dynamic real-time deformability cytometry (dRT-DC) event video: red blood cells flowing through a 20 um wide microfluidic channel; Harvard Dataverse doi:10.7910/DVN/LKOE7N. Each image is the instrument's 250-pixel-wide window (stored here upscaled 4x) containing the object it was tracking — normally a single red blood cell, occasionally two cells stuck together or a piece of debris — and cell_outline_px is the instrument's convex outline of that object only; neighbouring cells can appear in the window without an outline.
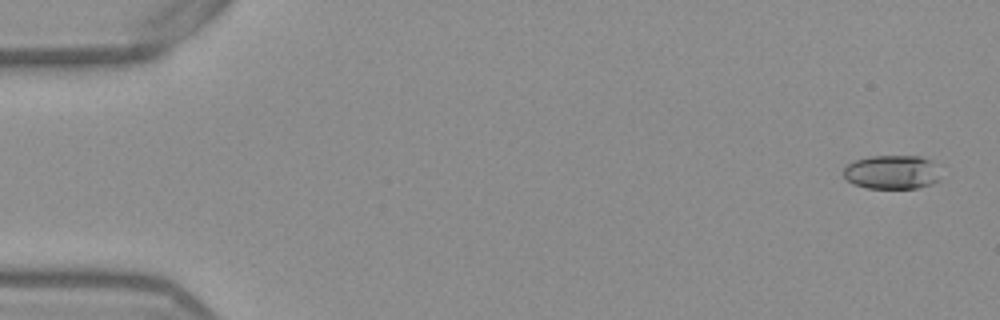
{"species": "Egyptian fruit bat (a non-hibernating species)", "species_latin": "Rousettus aegyptiacus", "temperature_condition": "warm", "stored_images_in_passage": 53, "camera_frame_rate_fps": 3000, "um_per_image_px": 0.085, "frame": {"image": 1, "passage_image": 2, "time_ms": 0.333, "image_size_px": [1000, 320], "cell_outline_px": [[940, 180], [932, 184], [916, 188], [868, 188], [852, 184], [844, 176], [844, 168], [848, 164], [856, 160], [868, 156], [920, 156], [932, 160], [940, 164]], "centroid_in_image_um": [75.89, 14.62], "position_along_channel_um": 9.1, "area_um2": 19.59}}
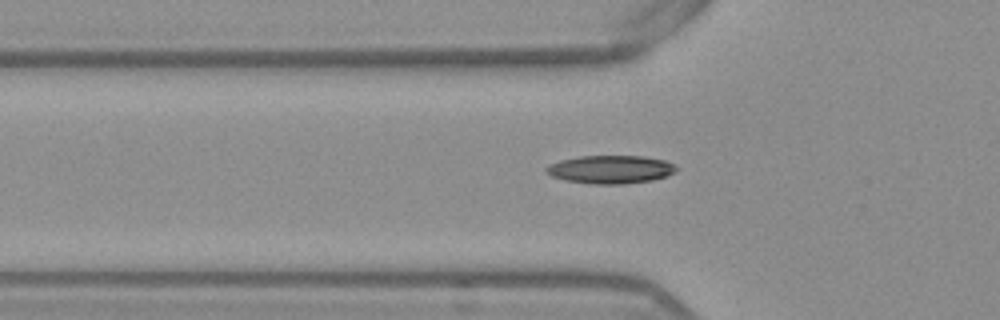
{"frame": {"image": 2, "passage_image": 18, "time_ms": 5.667, "image_size_px": [1000, 320], "cell_outline_px": [[680, 168], [676, 172], [668, 176], [652, 180], [624, 184], [592, 184], [564, 180], [552, 176], [544, 172], [544, 168], [548, 164], [560, 160], [580, 156], [644, 156], [664, 160], [676, 164]], "centroid_in_image_um": [51.92, 14.4], "position_along_channel_um": 73.9, "area_um2": 21.73}}
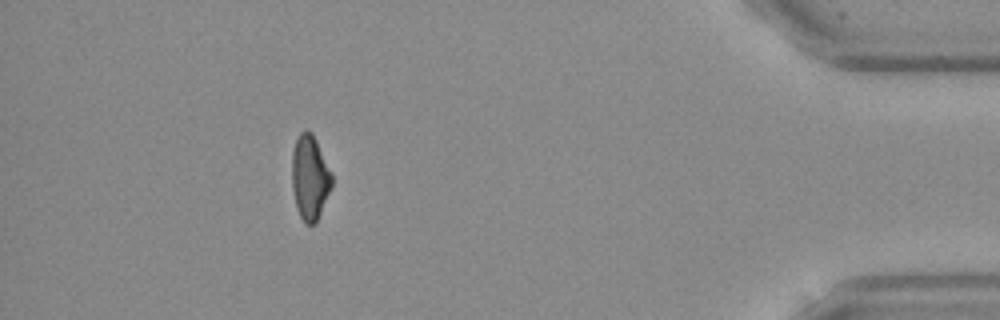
{"frame": {"image": 3, "passage_image": 48, "time_ms": 15.667, "image_size_px": [1000, 320], "cell_outline_px": [[332, 188], [316, 224], [304, 224], [296, 208], [292, 188], [292, 152], [296, 140], [300, 132], [304, 128], [312, 132], [332, 172]], "centroid_in_image_um": [26.35, 15.1], "position_along_channel_um": 408.9, "area_um2": 20.06}, "authors_computed_cell_mechanics": {"area_um2": 19.8832, "velocity_mm_per_s": 3.8782, "shape_relaxation_time_tau1_ms": null, "shape_relaxation_time_tau2_ms": 4.18, "deformation_change_tau1": null, "deformation_change_tau2": 0.1093}}